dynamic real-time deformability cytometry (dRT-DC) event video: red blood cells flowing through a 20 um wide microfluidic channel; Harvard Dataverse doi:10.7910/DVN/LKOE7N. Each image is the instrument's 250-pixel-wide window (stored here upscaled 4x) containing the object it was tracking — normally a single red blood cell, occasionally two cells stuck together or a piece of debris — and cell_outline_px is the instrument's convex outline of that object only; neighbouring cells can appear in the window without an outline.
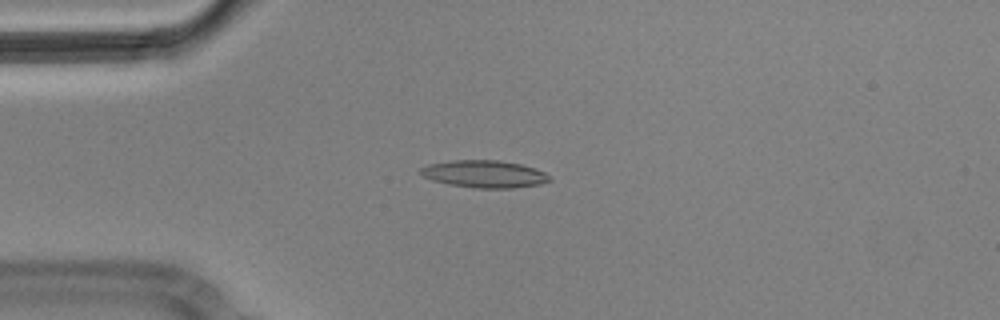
{"species": "Egyptian fruit bat (a non-hibernating species)", "species_latin": "Rousettus aegyptiacus", "temperature_condition": "cold", "stored_images_in_passage": 7, "camera_frame_rate_fps": 3000, "um_per_image_px": 0.085, "animal": {"sex": "male"}, "frame": {"image": 1, "passage_image": 4, "time_ms": 1.0, "image_size_px": [1000, 320], "cell_outline_px": [[552, 180], [540, 184], [512, 188], [472, 188], [448, 184], [432, 180], [424, 176], [420, 172], [420, 168], [428, 164], [452, 160], [500, 160], [520, 164], [536, 168], [544, 172]], "centroid_in_image_um": [41.17, 14.79], "position_along_channel_um": 43.8, "area_um2": 20.58}}